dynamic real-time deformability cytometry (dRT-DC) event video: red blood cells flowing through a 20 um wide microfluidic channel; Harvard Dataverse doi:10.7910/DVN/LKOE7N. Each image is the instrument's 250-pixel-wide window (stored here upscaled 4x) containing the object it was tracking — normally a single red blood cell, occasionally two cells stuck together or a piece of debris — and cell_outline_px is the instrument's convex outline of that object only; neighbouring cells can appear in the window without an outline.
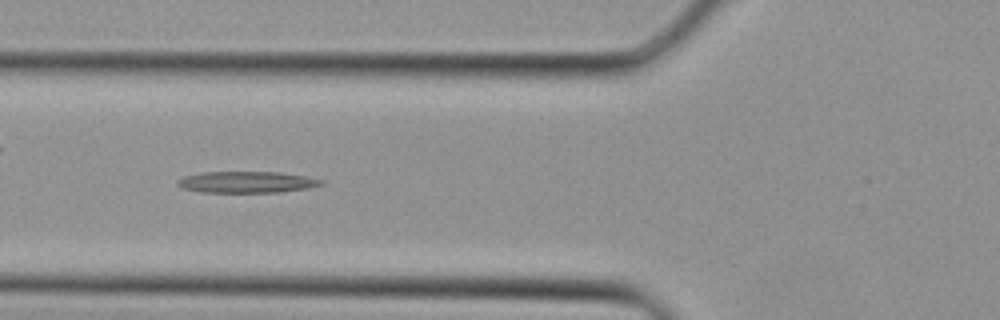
{"species": "Egyptian fruit bat (a non-hibernating species)", "species_latin": "Rousettus aegyptiacus", "temperature_condition": "cold", "stored_images_in_passage": 34, "camera_frame_rate_fps": 3000, "um_per_image_px": 0.085, "animal": {"sex": "female"}, "frame": {"image": 1, "passage_image": 12, "time_ms": 3.667, "image_size_px": [1000, 320], "cell_outline_px": [[324, 184], [308, 188], [280, 192], [200, 192], [180, 188], [176, 184], [176, 180], [184, 176], [204, 172], [280, 172], [304, 176], [324, 180]], "centroid_in_image_um": [20.94, 15.48], "position_along_channel_um": 104.9, "area_um2": 17.98}}
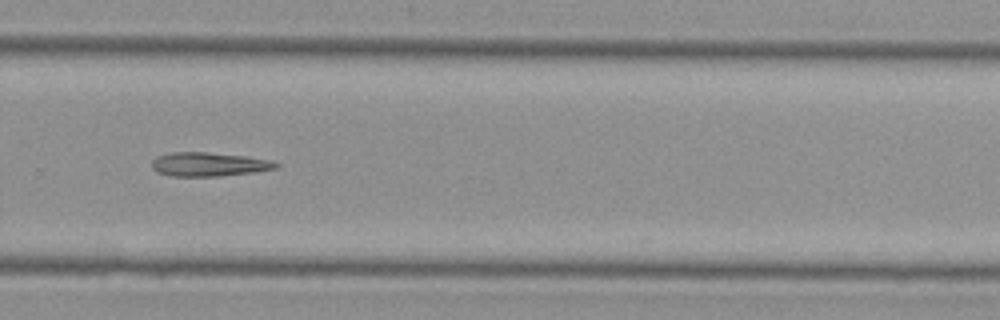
{"frame": {"image": 2, "passage_image": 23, "time_ms": 7.333, "image_size_px": [1000, 320], "cell_outline_px": [[280, 164], [276, 168], [256, 172], [220, 176], [168, 176], [156, 172], [152, 168], [152, 160], [156, 156], [168, 152], [208, 152], [244, 156], [272, 160]], "centroid_in_image_um": [17.72, 13.96], "position_along_channel_um": 312.1, "area_um2": 17.51}}
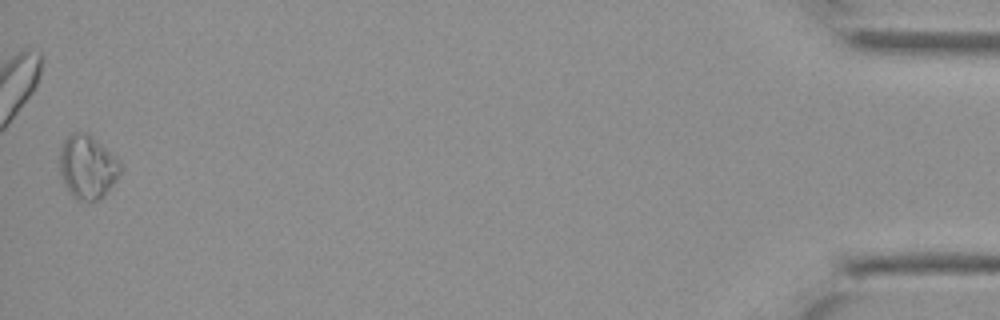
{"frame": {"image": 3, "passage_image": 34, "time_ms": 11.0, "image_size_px": [1000, 320], "cell_outline_px": [[120, 172], [116, 180], [104, 196], [100, 200], [76, 200], [72, 196], [60, 172], [60, 148], [64, 140], [72, 132], [88, 132], [120, 160]], "centroid_in_image_um": [7.45, 14.17], "position_along_channel_um": 427.8, "area_um2": 22.43}}